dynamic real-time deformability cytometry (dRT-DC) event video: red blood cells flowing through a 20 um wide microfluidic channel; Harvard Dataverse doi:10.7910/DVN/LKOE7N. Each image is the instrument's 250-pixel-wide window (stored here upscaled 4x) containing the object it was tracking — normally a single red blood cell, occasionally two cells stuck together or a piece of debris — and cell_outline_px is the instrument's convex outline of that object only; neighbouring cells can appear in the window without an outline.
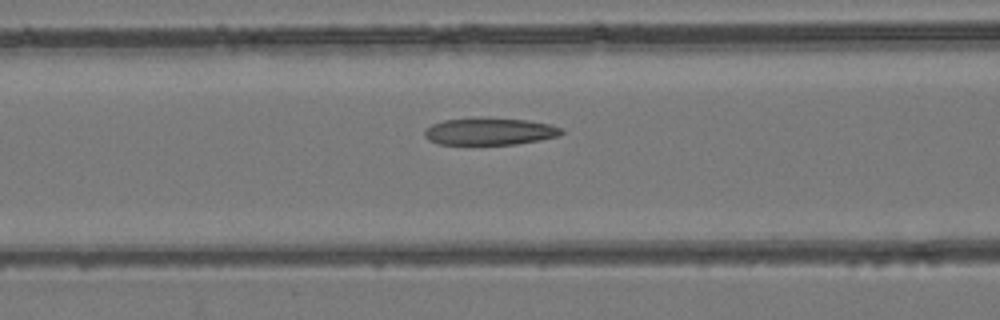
{"species": "common noctule bat (a hibernating species)", "species_latin": "Nyctalus noctula", "temperature_condition": "room temperature", "stored_images_in_passage": 50, "camera_frame_rate_fps": 3000, "um_per_image_px": 0.085, "animal": {"sex": "female", "body_mass_g": 24.6, "forearm_length_mm": 56.2}, "frame": {"image": 1, "passage_image": 21, "time_ms": 6.667, "image_size_px": [1000, 320], "cell_outline_px": [[564, 132], [560, 136], [540, 140], [516, 144], [440, 144], [428, 140], [424, 136], [424, 128], [432, 124], [444, 120], [472, 116], [528, 120], [552, 124], [560, 128]], "centroid_in_image_um": [41.6, 11.15], "position_along_channel_um": 125.0, "area_um2": 22.14}}
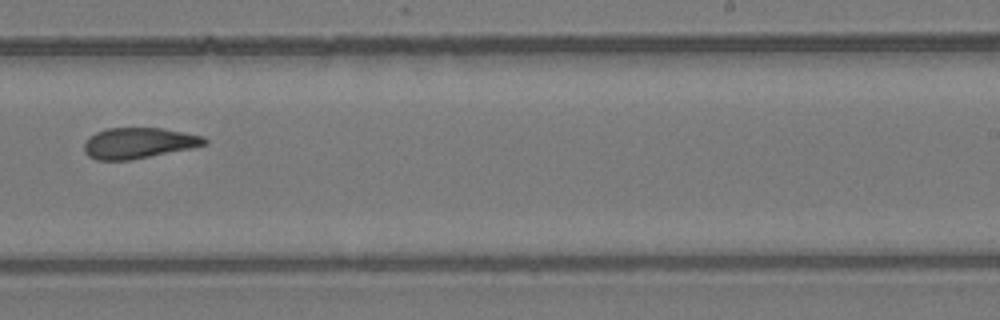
{"frame": {"image": 2, "passage_image": 32, "time_ms": 10.333, "image_size_px": [1000, 320], "cell_outline_px": [[208, 144], [192, 148], [128, 160], [96, 160], [88, 156], [84, 152], [84, 144], [88, 136], [96, 132], [108, 128], [160, 128], [184, 132], [204, 136], [208, 140]], "centroid_in_image_um": [11.77, 12.15], "position_along_channel_um": 277.2, "area_um2": 21.62}}
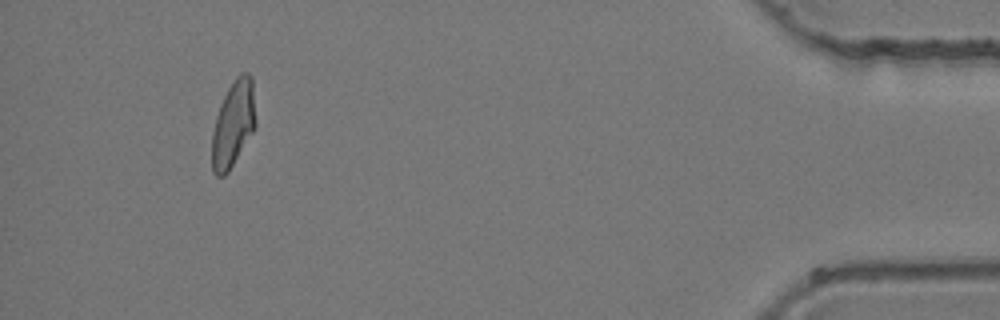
{"frame": {"image": 3, "passage_image": 47, "time_ms": 15.333, "image_size_px": [1000, 320], "cell_outline_px": [[256, 128], [228, 172], [224, 176], [216, 176], [212, 172], [212, 132], [216, 116], [220, 104], [228, 88], [236, 76], [240, 72], [248, 72], [252, 76], [256, 120]], "centroid_in_image_um": [19.84, 10.52], "position_along_channel_um": 415.4, "area_um2": 22.25}}